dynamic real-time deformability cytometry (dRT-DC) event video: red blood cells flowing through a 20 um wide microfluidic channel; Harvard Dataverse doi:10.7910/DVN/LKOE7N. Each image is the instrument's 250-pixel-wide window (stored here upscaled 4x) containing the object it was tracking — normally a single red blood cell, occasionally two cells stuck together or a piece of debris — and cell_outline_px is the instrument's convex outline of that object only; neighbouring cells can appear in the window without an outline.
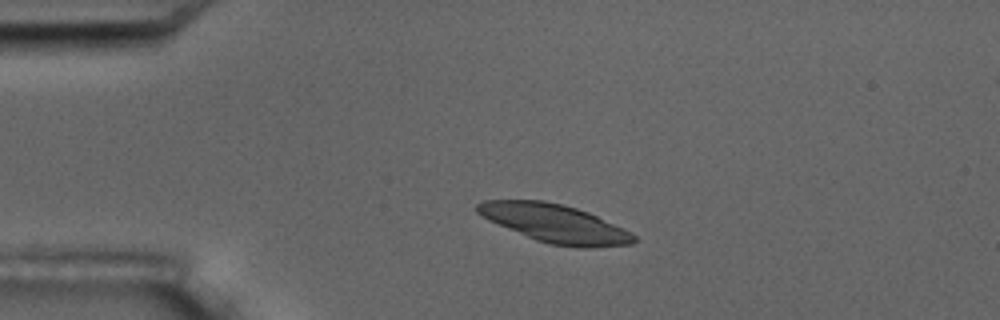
{"species": "common noctule bat (a hibernating species)", "species_latin": "Nyctalus noctula", "temperature_condition": "room temperature", "stored_images_in_passage": 3, "camera_frame_rate_fps": 3000, "um_per_image_px": 0.085, "animal": {"sex": "male", "body_mass_g": 17.5, "forearm_length_mm": 52.3}, "frame": {"image": 1, "passage_image": 1, "time_ms": 0.0, "image_size_px": [1000, 320], "cell_outline_px": [[636, 240], [632, 244], [592, 248], [576, 248], [548, 244], [536, 240], [488, 220], [476, 212], [476, 204], [484, 200], [544, 200], [576, 208], [588, 212], [636, 236]], "centroid_in_image_um": [47.12, 19.0], "position_along_channel_um": 37.9, "area_um2": 34.56}}